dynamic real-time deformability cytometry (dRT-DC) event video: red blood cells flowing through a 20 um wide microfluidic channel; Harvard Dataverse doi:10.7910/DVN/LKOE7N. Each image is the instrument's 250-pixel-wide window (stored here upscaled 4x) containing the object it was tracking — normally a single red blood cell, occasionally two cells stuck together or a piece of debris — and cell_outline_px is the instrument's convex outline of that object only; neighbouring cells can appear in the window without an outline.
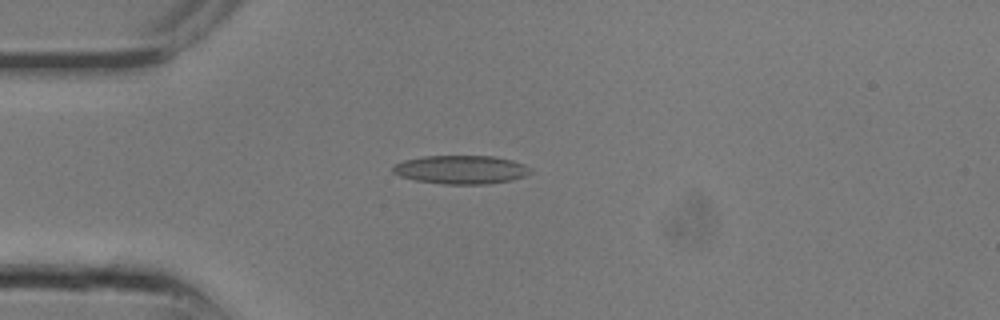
{"species": "common noctule bat (a hibernating species)", "species_latin": "Nyctalus noctula", "temperature_condition": "room temperature", "stored_images_in_passage": 10, "camera_frame_rate_fps": 3000, "um_per_image_px": 0.085, "animal": {"sex": "male", "body_mass_g": 13.3}, "frame": {"image": 1, "passage_image": 1, "time_ms": 0.0, "image_size_px": [1000, 320], "cell_outline_px": [[532, 172], [524, 176], [512, 180], [488, 184], [444, 184], [416, 180], [400, 176], [392, 172], [392, 164], [404, 160], [424, 156], [496, 156], [512, 160], [524, 164], [532, 168]], "centroid_in_image_um": [39.19, 14.41], "position_along_channel_um": 45.8, "area_um2": 23.06}}
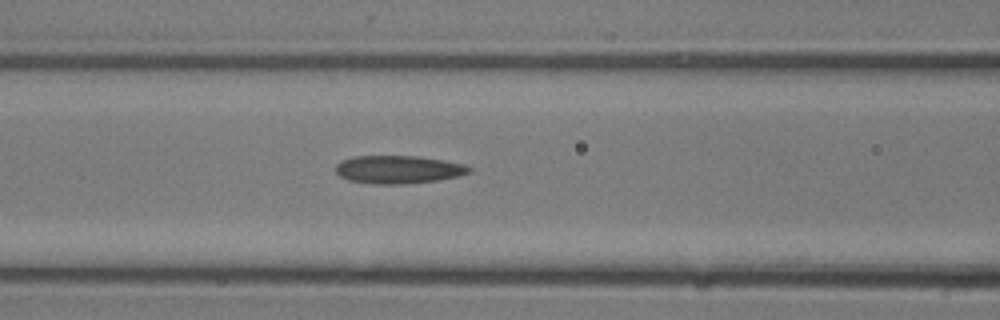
{"frame": {"image": 2, "passage_image": 5, "time_ms": 1.333, "image_size_px": [1000, 320], "cell_outline_px": [[472, 172], [460, 176], [436, 180], [408, 184], [372, 184], [348, 180], [340, 176], [336, 172], [336, 164], [340, 160], [352, 156], [416, 156], [464, 164], [472, 168]], "centroid_in_image_um": [33.84, 14.41], "position_along_channel_um": 132.8, "area_um2": 21.91}}
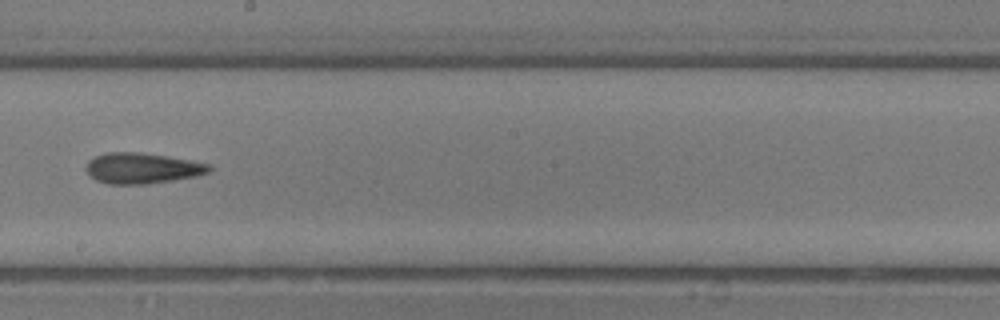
{"frame": {"image": 3, "passage_image": 9, "time_ms": 2.667, "image_size_px": [1000, 320], "cell_outline_px": [[212, 168], [208, 172], [196, 176], [172, 180], [144, 184], [108, 184], [96, 180], [84, 168], [88, 160], [96, 156], [108, 152], [136, 152], [192, 160], [212, 164]], "centroid_in_image_um": [12.08, 14.29], "position_along_channel_um": 236.1, "area_um2": 21.91}}